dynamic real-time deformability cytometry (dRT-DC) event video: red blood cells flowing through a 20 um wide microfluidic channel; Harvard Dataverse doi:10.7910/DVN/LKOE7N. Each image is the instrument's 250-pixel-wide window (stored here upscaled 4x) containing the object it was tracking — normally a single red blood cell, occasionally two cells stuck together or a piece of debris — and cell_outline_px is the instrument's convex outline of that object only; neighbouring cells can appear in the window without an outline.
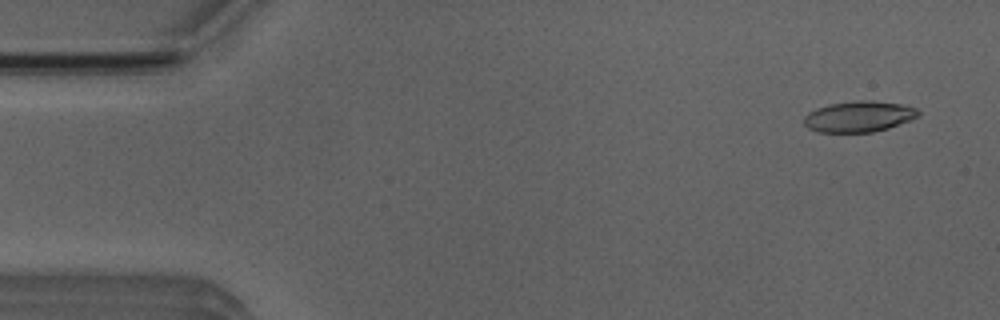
{"species": "Egyptian fruit bat (a non-hibernating species)", "species_latin": "Rousettus aegyptiacus", "temperature_condition": "room temperature", "stored_images_in_passage": 5, "camera_frame_rate_fps": 3000, "um_per_image_px": 0.085, "animal": {"sex": "male"}, "frame": {"image": 1, "passage_image": 1, "time_ms": 0.0, "image_size_px": [1000, 320], "cell_outline_px": [[920, 116], [912, 120], [888, 128], [872, 132], [820, 132], [808, 128], [804, 124], [804, 116], [808, 112], [816, 108], [828, 104], [860, 100], [872, 100], [900, 104], [916, 108], [920, 112]], "centroid_in_image_um": [73.01, 9.9], "position_along_channel_um": 12.0, "area_um2": 20.69}}